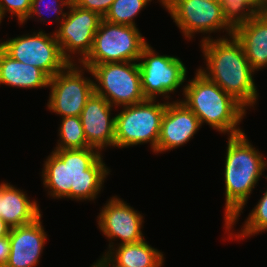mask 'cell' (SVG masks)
I'll return each mask as SVG.
<instances>
[{"instance_id":"1","label":"cell","mask_w":267,"mask_h":267,"mask_svg":"<svg viewBox=\"0 0 267 267\" xmlns=\"http://www.w3.org/2000/svg\"><path fill=\"white\" fill-rule=\"evenodd\" d=\"M94 148L53 150L44 161L42 180L48 195L71 200H94L110 169Z\"/></svg>"},{"instance_id":"2","label":"cell","mask_w":267,"mask_h":267,"mask_svg":"<svg viewBox=\"0 0 267 267\" xmlns=\"http://www.w3.org/2000/svg\"><path fill=\"white\" fill-rule=\"evenodd\" d=\"M207 68H199L208 79L215 82L245 109L254 107L259 93L253 79L254 70L246 58L242 44L234 35L200 41Z\"/></svg>"},{"instance_id":"3","label":"cell","mask_w":267,"mask_h":267,"mask_svg":"<svg viewBox=\"0 0 267 267\" xmlns=\"http://www.w3.org/2000/svg\"><path fill=\"white\" fill-rule=\"evenodd\" d=\"M225 157V225L226 231L232 230L239 215L247 204L254 187L267 169V161L247 139L243 132L228 136Z\"/></svg>"},{"instance_id":"4","label":"cell","mask_w":267,"mask_h":267,"mask_svg":"<svg viewBox=\"0 0 267 267\" xmlns=\"http://www.w3.org/2000/svg\"><path fill=\"white\" fill-rule=\"evenodd\" d=\"M195 74L183 87L185 98L180 101L198 117L201 125L206 123L228 136L242 134L238 125L246 109L198 69Z\"/></svg>"},{"instance_id":"5","label":"cell","mask_w":267,"mask_h":267,"mask_svg":"<svg viewBox=\"0 0 267 267\" xmlns=\"http://www.w3.org/2000/svg\"><path fill=\"white\" fill-rule=\"evenodd\" d=\"M147 44L137 27L113 24L102 19L91 51L80 66L90 68L102 63L138 62Z\"/></svg>"},{"instance_id":"6","label":"cell","mask_w":267,"mask_h":267,"mask_svg":"<svg viewBox=\"0 0 267 267\" xmlns=\"http://www.w3.org/2000/svg\"><path fill=\"white\" fill-rule=\"evenodd\" d=\"M157 100L145 101L122 106V110L115 117V147L128 148L138 144L148 143L153 153L157 149L162 117L167 102Z\"/></svg>"},{"instance_id":"7","label":"cell","mask_w":267,"mask_h":267,"mask_svg":"<svg viewBox=\"0 0 267 267\" xmlns=\"http://www.w3.org/2000/svg\"><path fill=\"white\" fill-rule=\"evenodd\" d=\"M86 70L96 80L94 93L104 97L113 107L138 104L146 100L137 62L102 63Z\"/></svg>"},{"instance_id":"8","label":"cell","mask_w":267,"mask_h":267,"mask_svg":"<svg viewBox=\"0 0 267 267\" xmlns=\"http://www.w3.org/2000/svg\"><path fill=\"white\" fill-rule=\"evenodd\" d=\"M155 52L147 44L138 60L142 92L146 99L155 100L158 95H162L168 100L169 94L185 82L187 68L180 58Z\"/></svg>"},{"instance_id":"9","label":"cell","mask_w":267,"mask_h":267,"mask_svg":"<svg viewBox=\"0 0 267 267\" xmlns=\"http://www.w3.org/2000/svg\"><path fill=\"white\" fill-rule=\"evenodd\" d=\"M162 5L188 40L196 33L211 34L223 29L228 37L233 35L234 29L226 22L220 2L163 0Z\"/></svg>"},{"instance_id":"10","label":"cell","mask_w":267,"mask_h":267,"mask_svg":"<svg viewBox=\"0 0 267 267\" xmlns=\"http://www.w3.org/2000/svg\"><path fill=\"white\" fill-rule=\"evenodd\" d=\"M2 49L13 59L41 69L49 78L63 70L69 62L63 57L55 34L45 31L9 38Z\"/></svg>"},{"instance_id":"11","label":"cell","mask_w":267,"mask_h":267,"mask_svg":"<svg viewBox=\"0 0 267 267\" xmlns=\"http://www.w3.org/2000/svg\"><path fill=\"white\" fill-rule=\"evenodd\" d=\"M84 70H83V69ZM85 66L69 63L49 78L50 96L47 107L62 117H80L87 100L94 93V81L84 77Z\"/></svg>"},{"instance_id":"12","label":"cell","mask_w":267,"mask_h":267,"mask_svg":"<svg viewBox=\"0 0 267 267\" xmlns=\"http://www.w3.org/2000/svg\"><path fill=\"white\" fill-rule=\"evenodd\" d=\"M68 8L70 11L66 12L54 34L63 57L69 63H76L71 55L77 53L80 55L77 62L79 64L91 51L95 33L103 18L98 13L80 8L73 2Z\"/></svg>"},{"instance_id":"13","label":"cell","mask_w":267,"mask_h":267,"mask_svg":"<svg viewBox=\"0 0 267 267\" xmlns=\"http://www.w3.org/2000/svg\"><path fill=\"white\" fill-rule=\"evenodd\" d=\"M98 215V227L109 242V250L115 247V239H120L119 244L136 243L144 239L142 233L143 216L125 201L116 196L104 204Z\"/></svg>"},{"instance_id":"14","label":"cell","mask_w":267,"mask_h":267,"mask_svg":"<svg viewBox=\"0 0 267 267\" xmlns=\"http://www.w3.org/2000/svg\"><path fill=\"white\" fill-rule=\"evenodd\" d=\"M201 126L198 117L180 100L168 102L161 121L156 154L183 146Z\"/></svg>"},{"instance_id":"15","label":"cell","mask_w":267,"mask_h":267,"mask_svg":"<svg viewBox=\"0 0 267 267\" xmlns=\"http://www.w3.org/2000/svg\"><path fill=\"white\" fill-rule=\"evenodd\" d=\"M113 108L104 97L93 93L80 115L88 146L100 153L108 146L115 147V117H110Z\"/></svg>"},{"instance_id":"16","label":"cell","mask_w":267,"mask_h":267,"mask_svg":"<svg viewBox=\"0 0 267 267\" xmlns=\"http://www.w3.org/2000/svg\"><path fill=\"white\" fill-rule=\"evenodd\" d=\"M10 229V253L6 267H36L44 249L47 234L41 221Z\"/></svg>"},{"instance_id":"17","label":"cell","mask_w":267,"mask_h":267,"mask_svg":"<svg viewBox=\"0 0 267 267\" xmlns=\"http://www.w3.org/2000/svg\"><path fill=\"white\" fill-rule=\"evenodd\" d=\"M233 35L242 44L254 71L267 67V11L255 14L234 29Z\"/></svg>"},{"instance_id":"18","label":"cell","mask_w":267,"mask_h":267,"mask_svg":"<svg viewBox=\"0 0 267 267\" xmlns=\"http://www.w3.org/2000/svg\"><path fill=\"white\" fill-rule=\"evenodd\" d=\"M37 202L30 201L23 190L8 182L0 184V218L10 227H19L34 222L41 216Z\"/></svg>"},{"instance_id":"19","label":"cell","mask_w":267,"mask_h":267,"mask_svg":"<svg viewBox=\"0 0 267 267\" xmlns=\"http://www.w3.org/2000/svg\"><path fill=\"white\" fill-rule=\"evenodd\" d=\"M34 89L49 86V77L39 68L17 61L0 48V85Z\"/></svg>"},{"instance_id":"20","label":"cell","mask_w":267,"mask_h":267,"mask_svg":"<svg viewBox=\"0 0 267 267\" xmlns=\"http://www.w3.org/2000/svg\"><path fill=\"white\" fill-rule=\"evenodd\" d=\"M103 255L116 267H161L164 263L163 253L145 239L136 243L118 244Z\"/></svg>"},{"instance_id":"21","label":"cell","mask_w":267,"mask_h":267,"mask_svg":"<svg viewBox=\"0 0 267 267\" xmlns=\"http://www.w3.org/2000/svg\"><path fill=\"white\" fill-rule=\"evenodd\" d=\"M226 22L235 29L255 14L267 11V0H220Z\"/></svg>"},{"instance_id":"22","label":"cell","mask_w":267,"mask_h":267,"mask_svg":"<svg viewBox=\"0 0 267 267\" xmlns=\"http://www.w3.org/2000/svg\"><path fill=\"white\" fill-rule=\"evenodd\" d=\"M61 118L62 121L58 130L60 139L54 150L89 148L80 117Z\"/></svg>"},{"instance_id":"23","label":"cell","mask_w":267,"mask_h":267,"mask_svg":"<svg viewBox=\"0 0 267 267\" xmlns=\"http://www.w3.org/2000/svg\"><path fill=\"white\" fill-rule=\"evenodd\" d=\"M152 0H114L104 20L113 24L131 25L136 27L134 18ZM163 4V0H159Z\"/></svg>"},{"instance_id":"24","label":"cell","mask_w":267,"mask_h":267,"mask_svg":"<svg viewBox=\"0 0 267 267\" xmlns=\"http://www.w3.org/2000/svg\"><path fill=\"white\" fill-rule=\"evenodd\" d=\"M243 228V229H242ZM241 232L238 234H229V239H232L233 235L237 239H244L245 237L255 236L259 232L267 231V189L262 194V197L258 201L257 205L249 213L248 218L245 220Z\"/></svg>"},{"instance_id":"25","label":"cell","mask_w":267,"mask_h":267,"mask_svg":"<svg viewBox=\"0 0 267 267\" xmlns=\"http://www.w3.org/2000/svg\"><path fill=\"white\" fill-rule=\"evenodd\" d=\"M45 1L46 0H32L30 12L27 18L21 24L23 25V23H26L29 18H34L36 15L40 21L45 22V19L49 21V19H47L46 17H43V13L45 11H43L42 13V10H40L42 9L43 6L46 9V13H50L51 11L54 15L56 14L55 21L60 24V22L64 19L66 15V12H63V8L65 6L68 8L70 3L72 2V0H51L49 1L50 4H48L47 1L46 3ZM45 4H48V5H45ZM60 15L62 18L60 17Z\"/></svg>"},{"instance_id":"26","label":"cell","mask_w":267,"mask_h":267,"mask_svg":"<svg viewBox=\"0 0 267 267\" xmlns=\"http://www.w3.org/2000/svg\"><path fill=\"white\" fill-rule=\"evenodd\" d=\"M31 2L32 0H0V14L5 17L6 12L11 13L21 25L30 12Z\"/></svg>"},{"instance_id":"27","label":"cell","mask_w":267,"mask_h":267,"mask_svg":"<svg viewBox=\"0 0 267 267\" xmlns=\"http://www.w3.org/2000/svg\"><path fill=\"white\" fill-rule=\"evenodd\" d=\"M72 2L80 8L98 13L103 18L114 0H72Z\"/></svg>"},{"instance_id":"28","label":"cell","mask_w":267,"mask_h":267,"mask_svg":"<svg viewBox=\"0 0 267 267\" xmlns=\"http://www.w3.org/2000/svg\"><path fill=\"white\" fill-rule=\"evenodd\" d=\"M10 253L9 235L0 239V267H6Z\"/></svg>"},{"instance_id":"29","label":"cell","mask_w":267,"mask_h":267,"mask_svg":"<svg viewBox=\"0 0 267 267\" xmlns=\"http://www.w3.org/2000/svg\"><path fill=\"white\" fill-rule=\"evenodd\" d=\"M91 267H116L113 263H111L104 255H102L101 259H98L97 262Z\"/></svg>"},{"instance_id":"30","label":"cell","mask_w":267,"mask_h":267,"mask_svg":"<svg viewBox=\"0 0 267 267\" xmlns=\"http://www.w3.org/2000/svg\"><path fill=\"white\" fill-rule=\"evenodd\" d=\"M10 227L0 218V239L9 235Z\"/></svg>"},{"instance_id":"31","label":"cell","mask_w":267,"mask_h":267,"mask_svg":"<svg viewBox=\"0 0 267 267\" xmlns=\"http://www.w3.org/2000/svg\"><path fill=\"white\" fill-rule=\"evenodd\" d=\"M2 20H3V17L0 14V24H1ZM2 46H3V42H0V48H2Z\"/></svg>"},{"instance_id":"32","label":"cell","mask_w":267,"mask_h":267,"mask_svg":"<svg viewBox=\"0 0 267 267\" xmlns=\"http://www.w3.org/2000/svg\"><path fill=\"white\" fill-rule=\"evenodd\" d=\"M203 1V0H202ZM204 1H210V2H220V0H204Z\"/></svg>"}]
</instances>
